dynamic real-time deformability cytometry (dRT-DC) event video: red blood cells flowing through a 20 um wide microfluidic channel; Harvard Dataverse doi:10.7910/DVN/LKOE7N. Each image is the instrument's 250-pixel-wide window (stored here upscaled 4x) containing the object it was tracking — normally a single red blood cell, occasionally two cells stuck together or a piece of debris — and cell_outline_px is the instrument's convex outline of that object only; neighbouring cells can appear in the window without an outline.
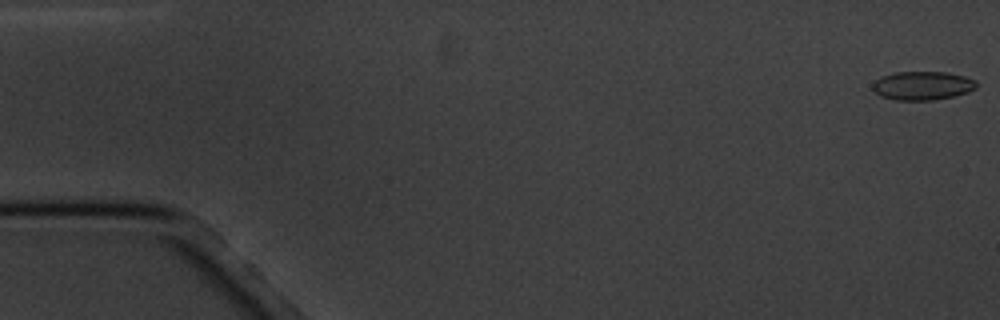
{"species": "common noctule bat (a hibernating species)", "species_latin": "Nyctalus noctula", "temperature_condition": "cold", "stored_images_in_passage": 5, "camera_frame_rate_fps": 3000, "um_per_image_px": 0.085, "animal": {"sex": "male", "body_mass_g": 20.1, "forearm_length_mm": 53.5}, "frame": {"image": 1, "passage_image": 1, "time_ms": 0.0, "image_size_px": [1000, 320], "cell_outline_px": [[976, 88], [968, 92], [952, 96], [932, 100], [896, 100], [880, 96], [872, 88], [872, 84], [880, 76], [896, 72], [944, 72], [964, 76], [976, 80]], "centroid_in_image_um": [78.39, 7.28], "position_along_channel_um": 6.6, "area_um2": 17.28}}
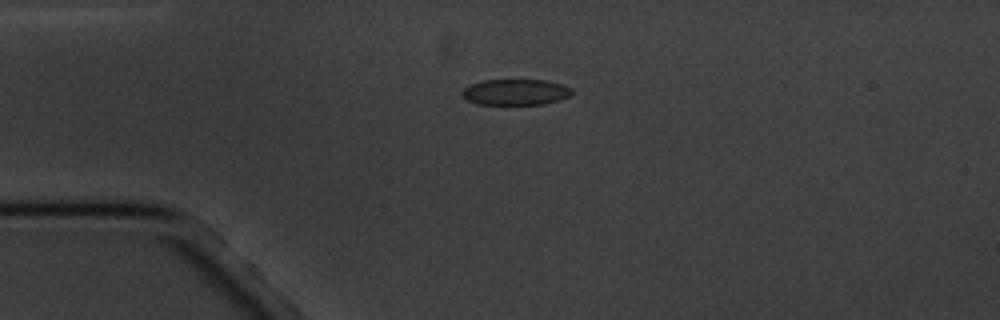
{"frame": {"image": 2, "passage_image": 4, "time_ms": 4.333, "image_size_px": [1000, 320], "cell_outline_px": [[572, 92], [568, 96], [560, 100], [544, 104], [476, 104], [468, 100], [460, 92], [468, 84], [484, 80], [548, 80], [572, 88]], "centroid_in_image_um": [43.8, 7.82], "position_along_channel_um": 41.2, "area_um2": 16.59}}